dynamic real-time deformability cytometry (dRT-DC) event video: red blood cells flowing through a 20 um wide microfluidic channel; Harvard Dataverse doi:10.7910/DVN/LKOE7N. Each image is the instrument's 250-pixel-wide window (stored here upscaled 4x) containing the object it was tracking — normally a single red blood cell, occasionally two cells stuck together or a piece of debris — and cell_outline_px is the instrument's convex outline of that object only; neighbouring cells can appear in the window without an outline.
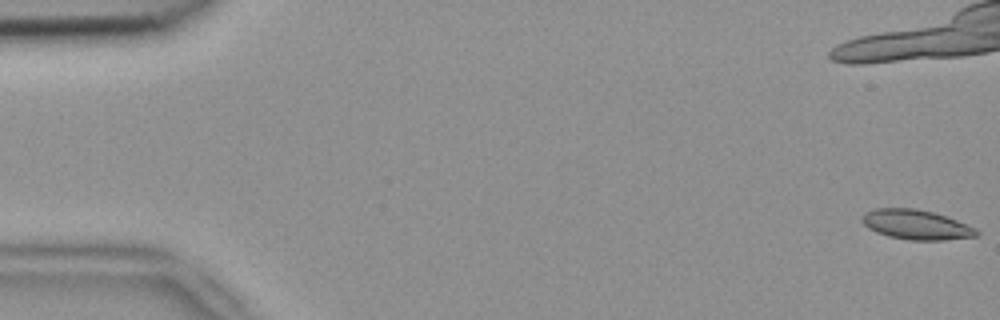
{"species": "common noctule bat (a hibernating species)", "species_latin": "Nyctalus noctula", "temperature_condition": "room temperature", "stored_images_in_passage": 5, "camera_frame_rate_fps": 3000, "um_per_image_px": 0.085, "animal": {"sex": "female", "body_mass_g": 18.4}, "frame": {"image": 1, "passage_image": 1, "time_ms": 0.0, "image_size_px": [1000, 320], "cell_outline_px": [[980, 232], [976, 236], [944, 240], [908, 240], [888, 236], [876, 232], [868, 228], [860, 220], [868, 212], [876, 208], [916, 208], [932, 212], [956, 220], [976, 228]], "centroid_in_image_um": [77.88, 19.1], "position_along_channel_um": 7.1, "area_um2": 19.65}}